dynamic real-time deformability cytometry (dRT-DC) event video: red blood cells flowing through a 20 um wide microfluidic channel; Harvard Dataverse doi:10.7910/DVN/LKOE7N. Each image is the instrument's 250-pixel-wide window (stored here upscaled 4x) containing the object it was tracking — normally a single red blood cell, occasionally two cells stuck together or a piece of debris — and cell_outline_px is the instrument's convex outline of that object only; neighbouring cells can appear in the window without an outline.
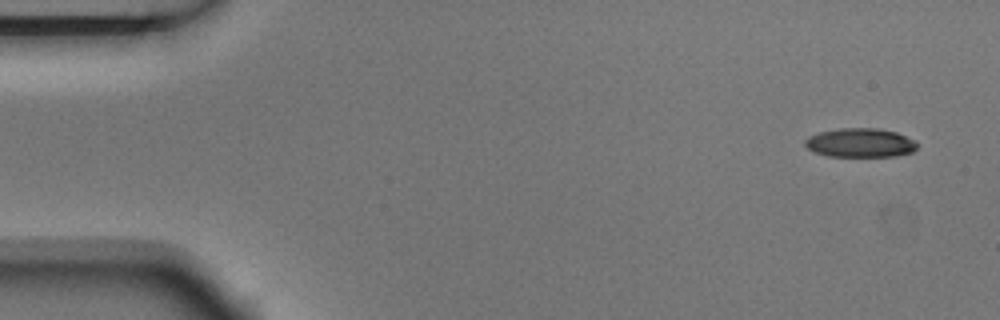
{"species": "Egyptian fruit bat (a non-hibernating species)", "species_latin": "Rousettus aegyptiacus", "temperature_condition": "room temperature", "stored_images_in_passage": 5, "segment_of_instrument_passage": [1, 2], "camera_frame_rate_fps": 3000, "um_per_image_px": 0.085, "animal": {"sex": "male"}, "frame": {"image": 1, "passage_image": 1, "time_ms": 0.0, "image_size_px": [1000, 320], "cell_outline_px": [[916, 148], [912, 152], [896, 156], [828, 156], [812, 152], [804, 144], [804, 140], [808, 136], [820, 132], [840, 128], [880, 128], [896, 132], [916, 140]], "centroid_in_image_um": [73.11, 12.13], "position_along_channel_um": 11.9, "area_um2": 19.07}}
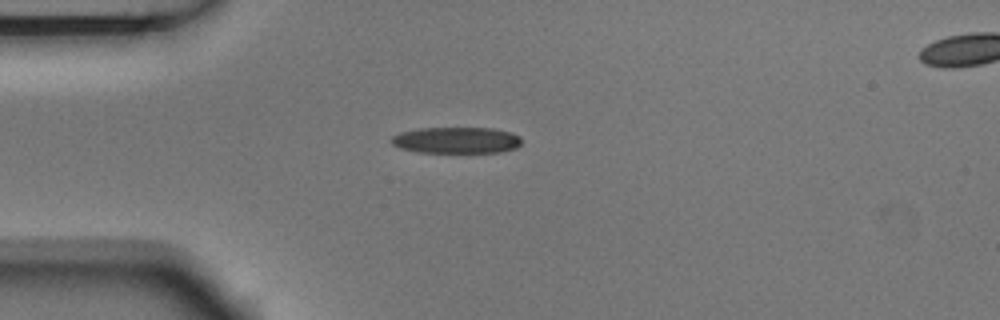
{"frame": {"image": 2, "passage_image": 4, "time_ms": 1.0, "image_size_px": [1000, 320], "cell_outline_px": [[520, 144], [516, 148], [500, 152], [416, 152], [400, 148], [392, 144], [388, 140], [392, 136], [400, 132], [420, 128], [492, 128], [512, 132], [520, 136]], "centroid_in_image_um": [38.77, 11.91], "position_along_channel_um": 46.2, "area_um2": 20.06}}